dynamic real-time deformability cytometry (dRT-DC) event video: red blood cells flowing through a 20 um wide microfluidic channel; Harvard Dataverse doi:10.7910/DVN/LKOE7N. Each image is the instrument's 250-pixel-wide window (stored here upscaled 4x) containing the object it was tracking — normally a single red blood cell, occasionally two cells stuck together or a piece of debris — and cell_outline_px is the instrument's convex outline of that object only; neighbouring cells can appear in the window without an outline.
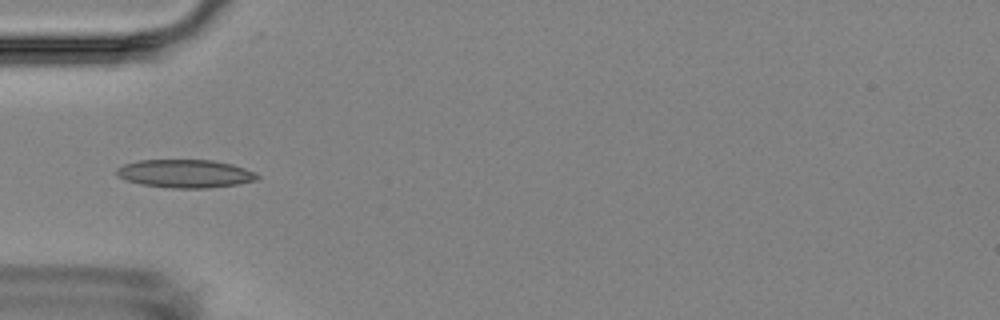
{"species": "Egyptian fruit bat (a non-hibernating species)", "species_latin": "Rousettus aegyptiacus", "temperature_condition": "room temperature", "stored_images_in_passage": 4, "camera_frame_rate_fps": 3000, "um_per_image_px": 0.085, "animal": {"sex": "female"}, "frame": {"image": 1, "passage_image": 1, "time_ms": 0.0, "image_size_px": [1000, 320], "cell_outline_px": [[260, 176], [256, 180], [236, 184], [208, 188], [172, 188], [140, 184], [116, 176], [116, 168], [124, 164], [140, 160], [212, 160], [232, 164], [244, 168]], "centroid_in_image_um": [15.71, 14.75], "position_along_channel_um": 69.3, "area_um2": 22.95}}
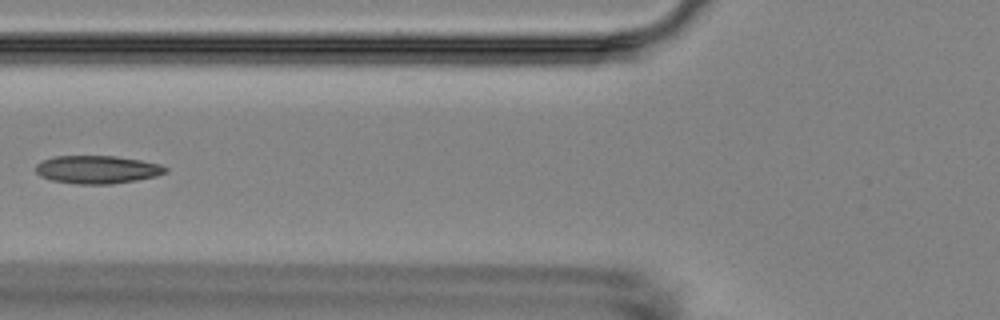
{"frame": {"image": 2, "passage_image": 2, "time_ms": 1.333, "image_size_px": [1000, 320], "cell_outline_px": [[168, 172], [156, 176], [136, 180], [112, 184], [76, 184], [52, 180], [40, 176], [36, 172], [36, 164], [52, 156], [116, 156], [140, 160], [160, 164], [168, 168]], "centroid_in_image_um": [8.27, 14.41], "position_along_channel_um": 117.5, "area_um2": 21.21}}
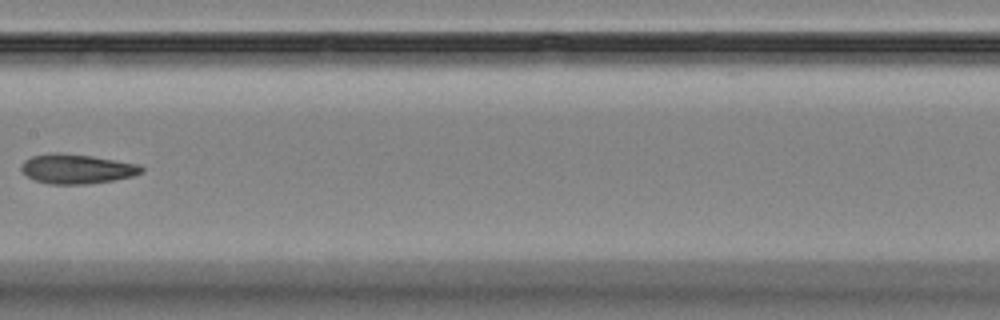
{"frame": {"image": 3, "passage_image": 4, "time_ms": 3.667, "image_size_px": [1000, 320], "cell_outline_px": [[144, 172], [132, 176], [112, 180], [88, 184], [48, 184], [36, 180], [28, 176], [20, 168], [20, 164], [24, 160], [32, 156], [52, 152], [56, 152], [92, 156], [140, 164], [144, 168]], "centroid_in_image_um": [6.53, 14.35], "position_along_channel_um": 200.9, "area_um2": 20.75}}